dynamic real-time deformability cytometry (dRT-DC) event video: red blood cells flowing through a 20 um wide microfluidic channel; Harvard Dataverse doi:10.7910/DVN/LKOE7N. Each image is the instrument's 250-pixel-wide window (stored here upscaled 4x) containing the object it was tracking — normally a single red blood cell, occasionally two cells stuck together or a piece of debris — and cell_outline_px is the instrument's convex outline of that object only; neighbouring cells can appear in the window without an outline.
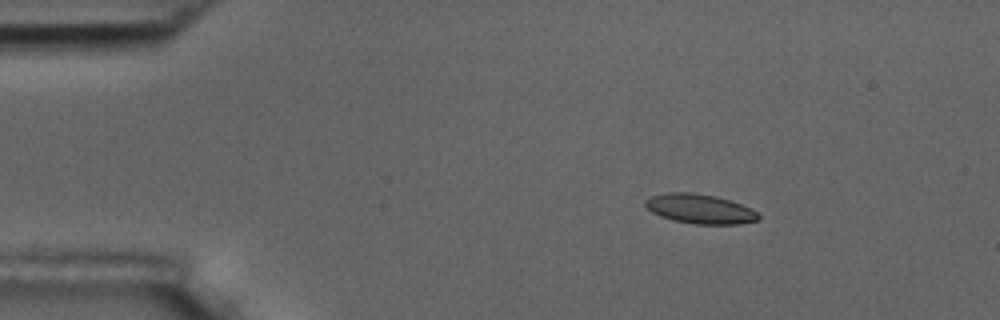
{"species": "common noctule bat (a hibernating species)", "species_latin": "Nyctalus noctula", "temperature_condition": "room temperature", "stored_images_in_passage": 4, "camera_frame_rate_fps": 3000, "um_per_image_px": 0.085, "animal": {"sex": "male", "body_mass_g": 17.5, "forearm_length_mm": 52.3}, "frame": {"image": 1, "passage_image": 2, "time_ms": 1.0, "image_size_px": [1000, 320], "cell_outline_px": [[760, 220], [740, 224], [692, 224], [672, 220], [660, 216], [652, 212], [644, 204], [644, 200], [652, 196], [668, 192], [692, 192], [716, 196], [740, 204], [756, 212], [760, 216]], "centroid_in_image_um": [59.47, 17.76], "position_along_channel_um": 25.5, "area_um2": 19.42}}